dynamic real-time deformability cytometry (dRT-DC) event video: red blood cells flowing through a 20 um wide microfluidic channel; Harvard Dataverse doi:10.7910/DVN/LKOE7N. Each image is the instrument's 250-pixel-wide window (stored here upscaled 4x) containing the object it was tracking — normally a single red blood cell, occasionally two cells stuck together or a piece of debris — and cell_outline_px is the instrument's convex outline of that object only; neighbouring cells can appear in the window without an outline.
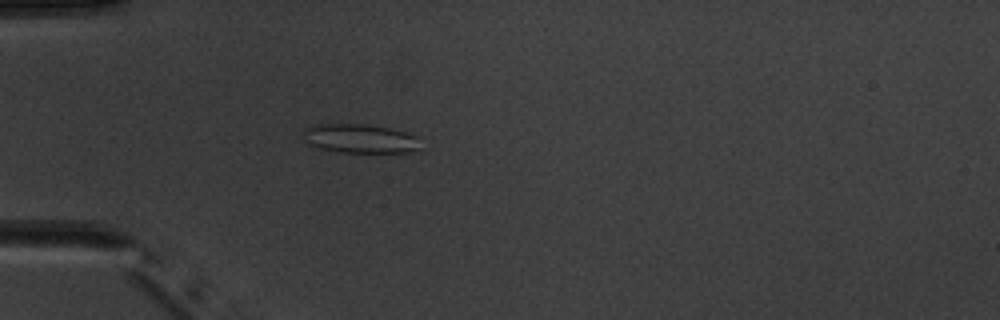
{"species": "common noctule bat (a hibernating species)", "species_latin": "Nyctalus noctula", "temperature_condition": "warm", "stored_images_in_passage": 4, "camera_frame_rate_fps": 3000, "um_per_image_px": 0.085, "animal": {"sex": "male", "body_mass_g": 20.1, "forearm_length_mm": 53.5}, "frame": {"image": 1, "passage_image": 4, "time_ms": 4.333, "image_size_px": [1000, 320], "cell_outline_px": [[420, 148], [408, 152], [336, 152], [320, 148], [308, 144], [304, 140], [304, 128], [320, 124], [364, 124], [388, 128], [404, 132], [416, 136]], "centroid_in_image_um": [30.56, 11.78], "position_along_channel_um": 54.4, "area_um2": 19.59}}